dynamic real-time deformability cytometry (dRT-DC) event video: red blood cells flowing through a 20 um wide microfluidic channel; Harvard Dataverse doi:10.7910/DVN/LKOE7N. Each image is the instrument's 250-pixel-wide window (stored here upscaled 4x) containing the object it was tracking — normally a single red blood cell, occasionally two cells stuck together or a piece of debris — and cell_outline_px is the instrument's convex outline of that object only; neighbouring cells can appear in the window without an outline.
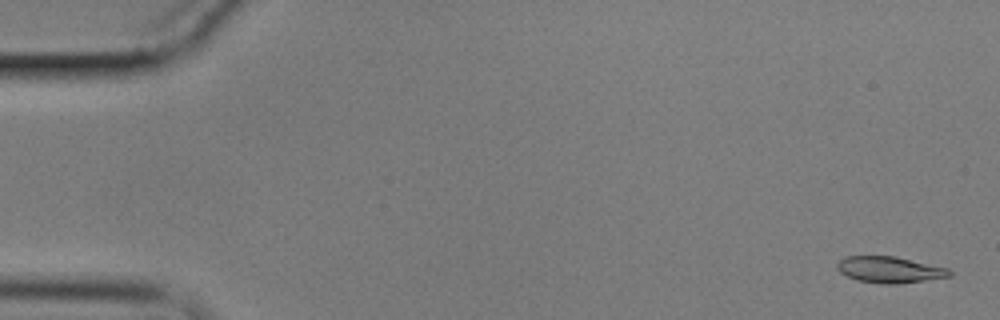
{"species": "common noctule bat (a hibernating species)", "species_latin": "Nyctalus noctula", "temperature_condition": "cold", "stored_images_in_passage": 59, "camera_frame_rate_fps": 3000, "um_per_image_px": 0.085, "animal": {"sex": "male", "body_mass_g": 17.9}, "frame": {"image": 1, "passage_image": 2, "time_ms": 0.333, "image_size_px": [1000, 320], "cell_outline_px": [[952, 276], [896, 284], [880, 284], [856, 280], [840, 272], [836, 268], [836, 264], [840, 260], [848, 256], [896, 256], [948, 268], [952, 272]], "centroid_in_image_um": [75.61, 22.92], "position_along_channel_um": 9.4, "area_um2": 17.22}}
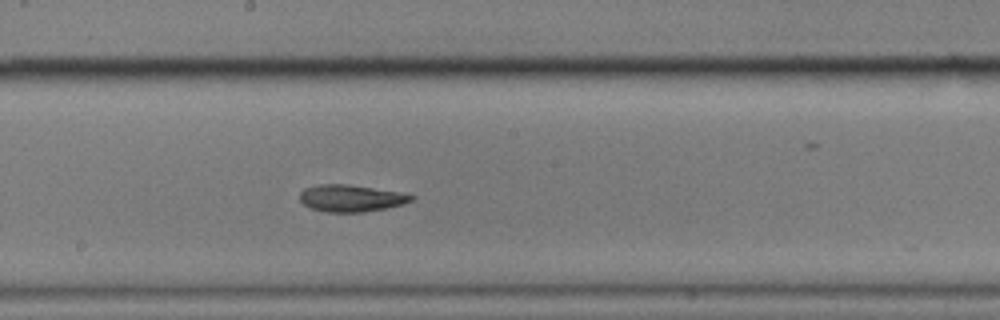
{"frame": {"image": 2, "passage_image": 32, "time_ms": 10.333, "image_size_px": [1000, 320], "cell_outline_px": [[416, 196], [412, 200], [404, 204], [364, 212], [324, 212], [312, 208], [304, 204], [300, 200], [300, 192], [304, 188], [320, 184], [348, 184], [400, 192]], "centroid_in_image_um": [29.83, 16.84], "position_along_channel_um": 218.4, "area_um2": 17.46}}
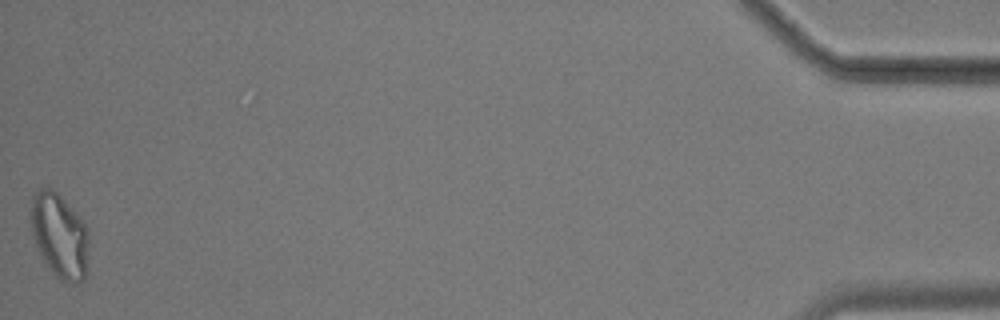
{"frame": {"image": 3, "passage_image": 59, "time_ms": 19.333, "image_size_px": [1000, 320], "cell_outline_px": [[88, 252], [84, 280], [72, 284], [60, 280], [44, 264], [36, 244], [32, 232], [28, 212], [32, 196], [40, 188], [52, 188], [80, 216], [88, 232]], "centroid_in_image_um": [5.03, 20.03], "position_along_channel_um": 430.2, "area_um2": 28.9}, "authors_computed_cell_mechanics": {"area_um2": 17.9758, "velocity_mm_per_s": 3.3917, "shape_relaxation_time_tau1_ms": 7.2427, "shape_relaxation_time_tau2_ms": 4.0401, "deformation_change_tau1": 0.1784, "deformation_change_tau2": 0.097}}